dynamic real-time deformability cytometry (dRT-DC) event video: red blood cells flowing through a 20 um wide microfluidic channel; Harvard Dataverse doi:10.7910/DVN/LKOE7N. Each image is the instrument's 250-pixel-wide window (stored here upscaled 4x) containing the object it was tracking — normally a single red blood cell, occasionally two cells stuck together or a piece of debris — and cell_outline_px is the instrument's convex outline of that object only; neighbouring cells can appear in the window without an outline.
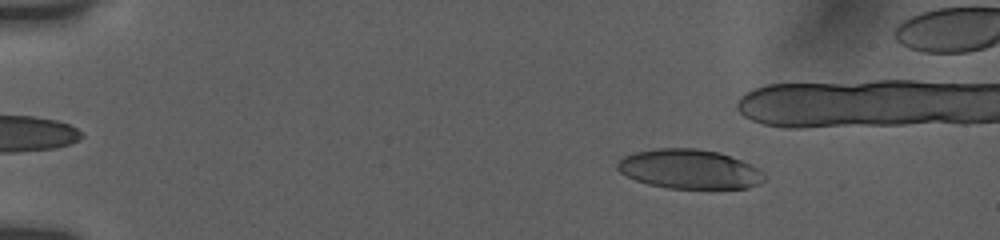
{"species": "human", "species_latin": "Homo sapiens", "temperature_condition": "room temperature", "stored_images_in_passage": 37, "camera_frame_rate_fps": 3000, "um_per_image_px": 0.085, "donor": {"sex": "female"}, "frame": {"image": 1, "passage_image": 9, "time_ms": 2.667, "image_size_px": [1000, 240], "cell_outline_px": [[764, 180], [748, 188], [668, 188], [648, 184], [636, 180], [620, 172], [616, 168], [616, 164], [624, 156], [632, 152], [656, 148], [696, 148], [720, 152], [752, 164], [760, 168], [764, 172]], "centroid_in_image_um": [58.6, 14.36], "position_along_channel_um": 26.4, "area_um2": 33.87}}
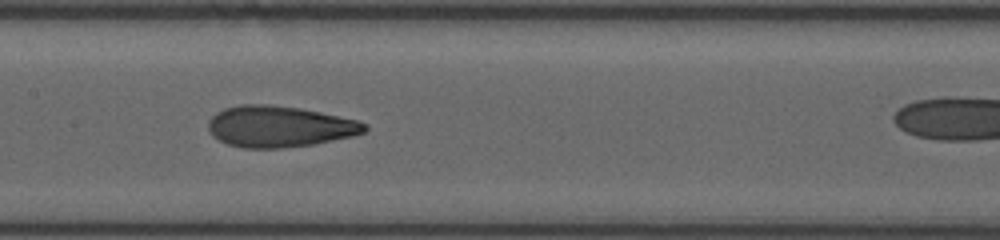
{"frame": {"image": 2, "passage_image": 25, "time_ms": 9.333, "image_size_px": [1000, 240], "cell_outline_px": [[368, 128], [364, 132], [352, 136], [312, 144], [280, 148], [244, 148], [228, 144], [212, 136], [208, 128], [208, 120], [216, 112], [224, 108], [240, 104], [268, 104], [300, 108], [360, 120], [368, 124]], "centroid_in_image_um": [23.74, 10.74], "position_along_channel_um": 183.7, "area_um2": 37.63}}
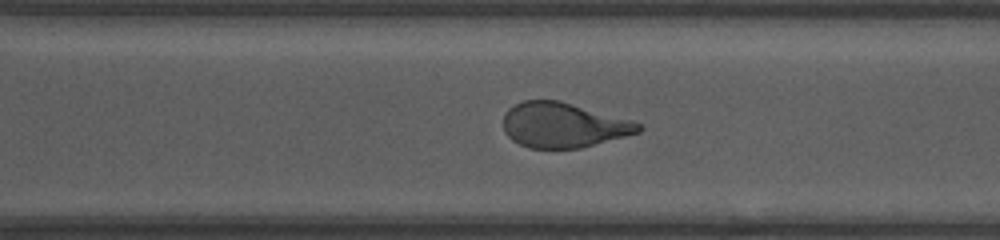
{"frame": {"image": 3, "passage_image": 34, "time_ms": 13.0, "image_size_px": [1000, 240], "cell_outline_px": [[644, 128], [640, 132], [580, 148], [528, 148], [512, 140], [504, 132], [504, 112], [508, 108], [524, 100], [560, 100], [632, 120], [640, 124]], "centroid_in_image_um": [47.87, 10.63], "position_along_channel_um": 322.7, "area_um2": 35.43}}